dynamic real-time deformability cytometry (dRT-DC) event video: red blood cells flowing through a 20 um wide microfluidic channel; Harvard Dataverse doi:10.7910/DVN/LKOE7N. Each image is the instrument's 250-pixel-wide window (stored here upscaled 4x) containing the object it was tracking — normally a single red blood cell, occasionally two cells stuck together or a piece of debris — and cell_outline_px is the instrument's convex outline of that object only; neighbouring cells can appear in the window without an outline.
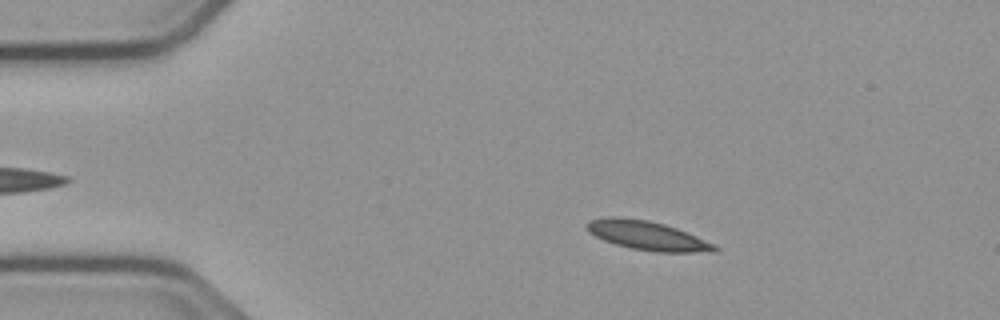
{"species": "common noctule bat (a hibernating species)", "species_latin": "Nyctalus noctula", "temperature_condition": "cold", "stored_images_in_passage": 46, "camera_frame_rate_fps": 3000, "um_per_image_px": 0.085, "animal": {"sex": "male", "body_mass_g": 23.1, "forearm_length_mm": 52.7}, "frame": {"image": 1, "passage_image": 9, "time_ms": 2.667, "image_size_px": [1000, 320], "cell_outline_px": [[720, 248], [716, 252], [656, 252], [632, 248], [616, 244], [604, 240], [588, 232], [588, 220], [612, 216], [648, 220], [664, 224], [676, 228], [716, 244]], "centroid_in_image_um": [55.07, 20.03], "position_along_channel_um": 29.9, "area_um2": 21.44}}
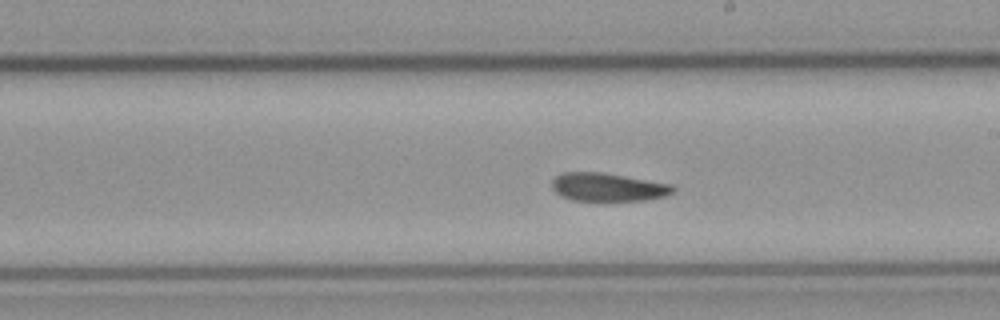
{"frame": {"image": 2, "passage_image": 30, "time_ms": 9.667, "image_size_px": [1000, 320], "cell_outline_px": [[676, 192], [664, 196], [648, 200], [600, 204], [572, 200], [560, 196], [552, 188], [552, 180], [556, 176], [564, 172], [600, 172], [672, 184], [676, 188]], "centroid_in_image_um": [51.68, 15.97], "position_along_channel_um": 237.3, "area_um2": 20.98}}
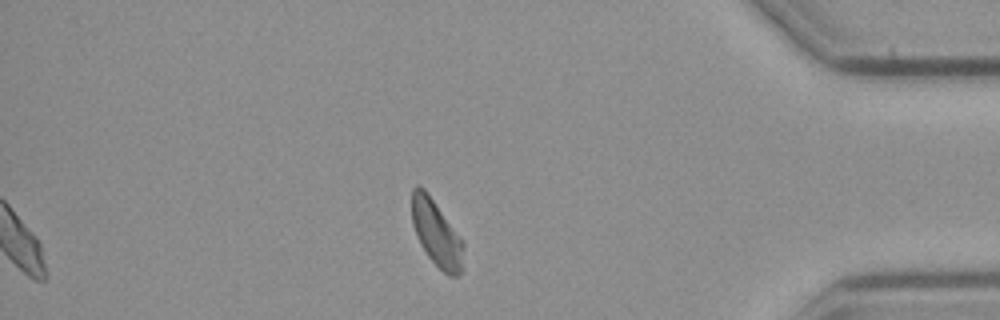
{"frame": {"image": 3, "passage_image": 46, "time_ms": 15.0, "image_size_px": [1000, 320], "cell_outline_px": [[464, 244], [460, 276], [448, 276], [428, 256], [420, 244], [412, 224], [412, 188], [416, 184], [424, 188]], "centroid_in_image_um": [37.07, 19.84], "position_along_channel_um": 398.1, "area_um2": 19.31}, "authors_computed_cell_mechanics": {"area_um2": 20.5479, "velocity_mm_per_s": 3.7354, "shape_relaxation_time_tau1_ms": 7.2787, "shape_relaxation_time_tau2_ms": 4.3422, "deformation_change_tau1": 0.1325, "deformation_change_tau2": 0.104}}